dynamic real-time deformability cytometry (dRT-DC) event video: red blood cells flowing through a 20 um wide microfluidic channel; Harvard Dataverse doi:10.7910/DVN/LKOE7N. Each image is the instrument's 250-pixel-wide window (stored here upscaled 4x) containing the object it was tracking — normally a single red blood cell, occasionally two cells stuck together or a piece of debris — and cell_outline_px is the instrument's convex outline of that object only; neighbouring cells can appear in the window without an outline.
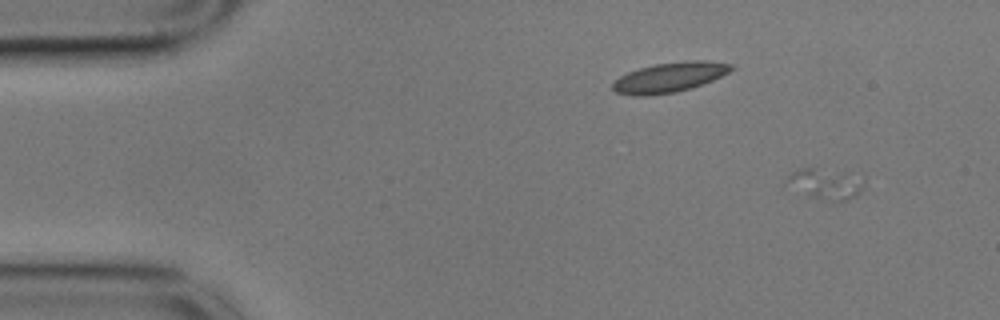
{"species": "common noctule bat (a hibernating species)", "species_latin": "Nyctalus noctula", "temperature_condition": "cold", "stored_images_in_passage": 9, "camera_frame_rate_fps": 3000, "um_per_image_px": 0.085, "animal": {"sex": "male", "body_mass_g": 17.9}, "frame": {"image": 1, "passage_image": 1, "time_ms": 0.0, "image_size_px": [1000, 320], "cell_outline_px": [[864, 188], [856, 196], [848, 200], [832, 204], [808, 196], [784, 184], [788, 176], [792, 172], [800, 168], [812, 168], [864, 176]], "centroid_in_image_um": [70.2, 15.68], "position_along_channel_um": 14.8, "area_um2": 14.28}}